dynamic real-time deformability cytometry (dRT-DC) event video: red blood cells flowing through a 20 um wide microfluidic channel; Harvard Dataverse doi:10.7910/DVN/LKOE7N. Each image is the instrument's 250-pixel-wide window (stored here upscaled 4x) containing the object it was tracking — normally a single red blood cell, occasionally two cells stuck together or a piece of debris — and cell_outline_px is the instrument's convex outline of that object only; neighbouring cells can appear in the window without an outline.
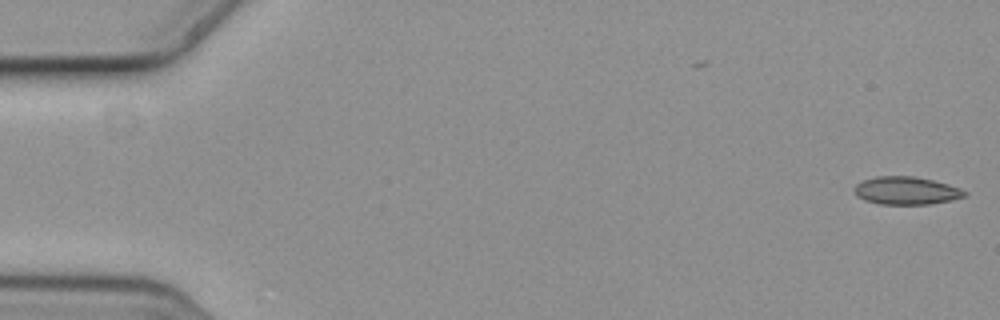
{"species": "common noctule bat (a hibernating species)", "species_latin": "Nyctalus noctula", "temperature_condition": "cold", "stored_images_in_passage": 9, "camera_frame_rate_fps": 3000, "um_per_image_px": 0.085, "animal": {"sex": "female", "body_mass_g": 19.3, "forearm_length_mm": 54.1}, "frame": {"image": 1, "passage_image": 1, "time_ms": 0.0, "image_size_px": [1000, 320], "cell_outline_px": [[968, 192], [964, 196], [948, 200], [928, 204], [880, 204], [864, 200], [856, 196], [856, 184], [864, 180], [876, 176], [912, 176], [932, 180], [948, 184], [960, 188]], "centroid_in_image_um": [77.02, 16.2], "position_along_channel_um": 8.0, "area_um2": 17.63}}
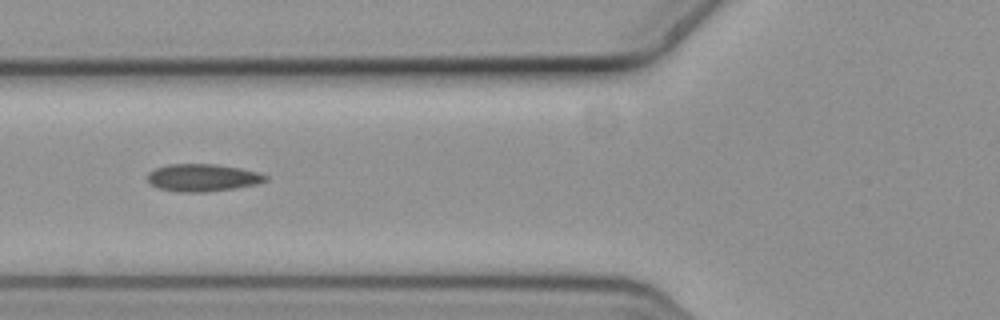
{"frame": {"image": 2, "passage_image": 7, "time_ms": 2.0, "image_size_px": [1000, 320], "cell_outline_px": [[268, 180], [256, 184], [236, 188], [204, 192], [180, 192], [160, 188], [152, 184], [148, 180], [148, 172], [156, 168], [168, 164], [216, 164], [240, 168], [256, 172], [268, 176]], "centroid_in_image_um": [17.23, 15.1], "position_along_channel_um": 108.6, "area_um2": 18.73}}
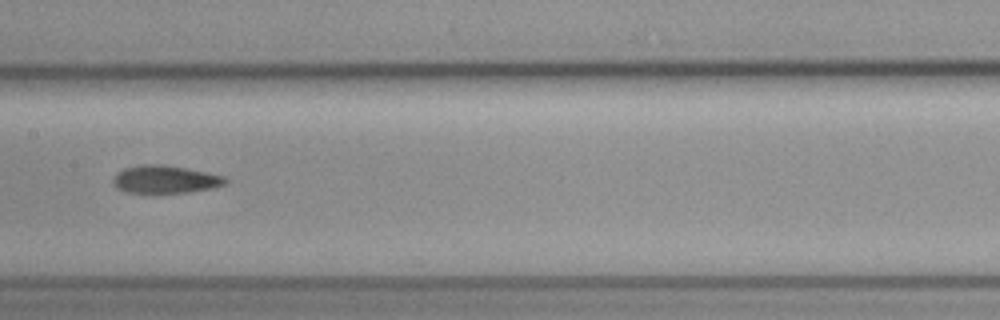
{"frame": {"image": 3, "passage_image": 9, "time_ms": 2.667, "image_size_px": [1000, 320], "cell_outline_px": [[228, 180], [224, 184], [212, 188], [192, 192], [124, 192], [116, 188], [112, 180], [116, 172], [124, 168], [144, 164], [164, 164], [208, 172], [224, 176]], "centroid_in_image_um": [14.03, 15.23], "position_along_channel_um": 193.4, "area_um2": 18.21}}